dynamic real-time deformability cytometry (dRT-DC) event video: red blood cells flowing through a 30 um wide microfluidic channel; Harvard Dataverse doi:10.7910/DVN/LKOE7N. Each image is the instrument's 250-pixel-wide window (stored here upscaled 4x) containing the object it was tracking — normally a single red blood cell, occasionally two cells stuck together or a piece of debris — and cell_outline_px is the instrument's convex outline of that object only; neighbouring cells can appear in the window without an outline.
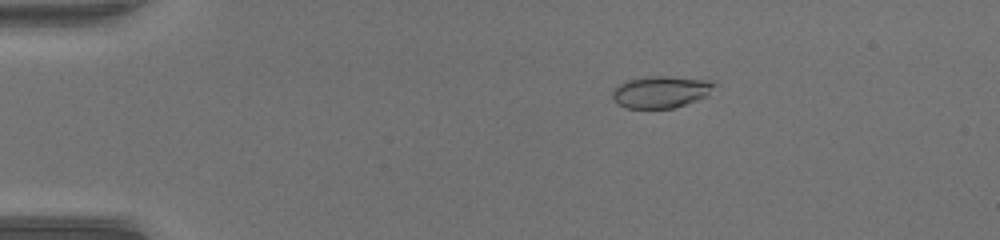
{"species": "common noctule bat (a hibernating species)", "species_latin": "Nyctalus noctula", "temperature_condition": "warm", "stored_images_in_passage": 51, "camera_frame_rate_fps": 3000, "um_per_image_px": 0.085, "animal": {"sex": "female", "body_mass_g": 17.0, "forearm_length_mm": 48.0}, "frame": {"image": 1, "passage_image": 10, "time_ms": 3.0, "image_size_px": [1000, 240], "cell_outline_px": [[716, 84], [708, 96], [700, 100], [672, 108], [628, 108], [616, 104], [612, 96], [612, 92], [620, 84], [628, 80], [652, 76], [664, 76], [716, 80]], "centroid_in_image_um": [56.24, 7.81], "position_along_channel_um": 28.8, "area_um2": 19.07}}
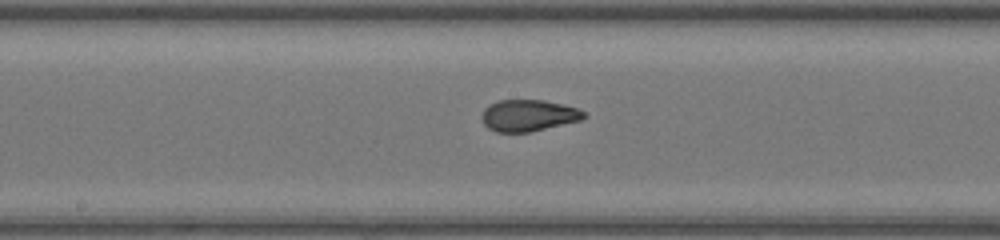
{"frame": {"image": 2, "passage_image": 28, "time_ms": 9.0, "image_size_px": [1000, 240], "cell_outline_px": [[588, 116], [580, 120], [528, 132], [496, 132], [488, 128], [484, 124], [480, 116], [484, 108], [488, 104], [500, 100], [544, 100], [576, 108], [584, 112]], "centroid_in_image_um": [44.86, 9.81], "position_along_channel_um": 203.3, "area_um2": 18.67}}
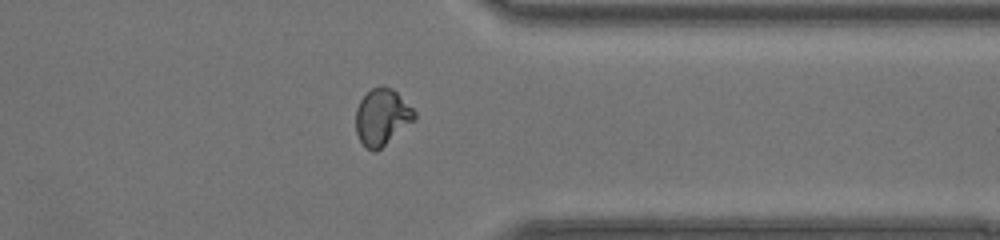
{"frame": {"image": 3, "passage_image": 41, "time_ms": 13.333, "image_size_px": [1000, 240], "cell_outline_px": [[416, 120], [376, 152], [372, 152], [360, 140], [356, 132], [356, 108], [360, 100], [372, 88], [380, 84], [392, 88], [416, 112]], "centroid_in_image_um": [32.48, 9.94], "position_along_channel_um": 378.9, "area_um2": 19.36}, "authors_computed_cell_mechanics": {"area_um2": 19.2474, "velocity_mm_per_s": 4.1618, "shape_relaxation_time_tau1_ms": 9.9263, "shape_relaxation_time_tau2_ms": 0.7909, "deformation_change_tau1": 0.2902, "deformation_change_tau2": 0.0608}}